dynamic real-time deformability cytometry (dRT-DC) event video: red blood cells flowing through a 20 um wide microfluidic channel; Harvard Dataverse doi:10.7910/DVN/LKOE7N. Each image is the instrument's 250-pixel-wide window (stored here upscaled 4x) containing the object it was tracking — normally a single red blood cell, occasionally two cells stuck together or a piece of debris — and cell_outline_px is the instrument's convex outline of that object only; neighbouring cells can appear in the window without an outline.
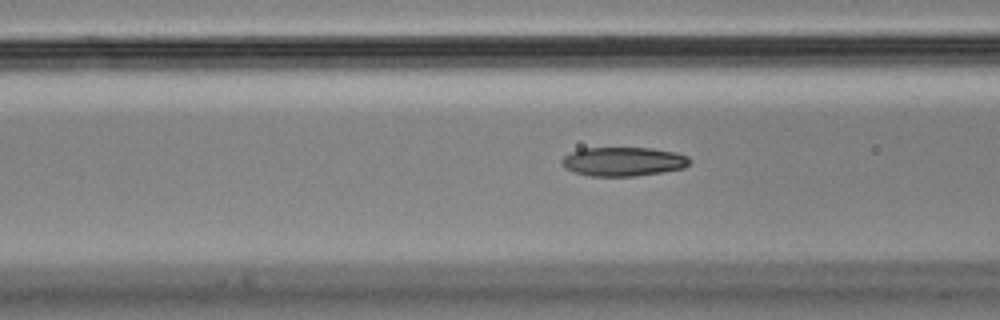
{"species": "Egyptian fruit bat (a non-hibernating species)", "species_latin": "Rousettus aegyptiacus", "temperature_condition": "cold", "stored_images_in_passage": 33, "camera_frame_rate_fps": 3000, "um_per_image_px": 0.085, "animal": {"sex": "male"}, "frame": {"image": 1, "passage_image": 5, "time_ms": 1.333, "image_size_px": [1000, 320], "cell_outline_px": [[692, 160], [684, 168], [660, 172], [632, 176], [588, 176], [572, 172], [564, 168], [560, 164], [560, 160], [564, 156], [580, 148], [652, 148], [676, 152], [688, 156]], "centroid_in_image_um": [52.94, 13.73], "position_along_channel_um": 113.7, "area_um2": 21.79}}
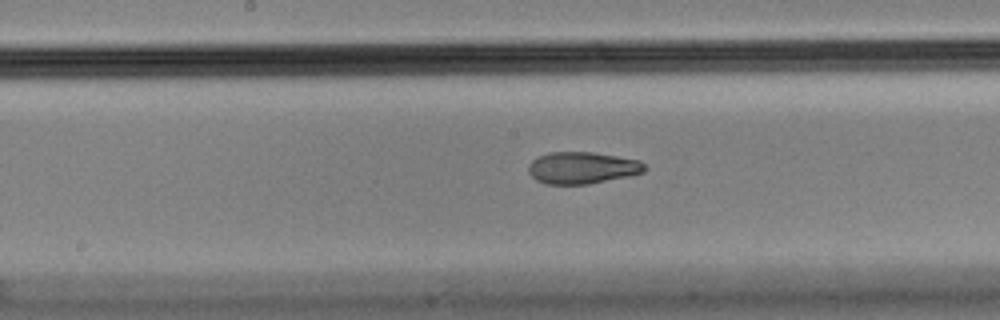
{"frame": {"image": 2, "passage_image": 12, "time_ms": 3.667, "image_size_px": [1000, 320], "cell_outline_px": [[644, 172], [632, 176], [588, 184], [544, 184], [536, 180], [528, 172], [528, 164], [532, 160], [548, 152], [592, 152], [640, 160], [644, 164]], "centroid_in_image_um": [49.48, 14.27], "position_along_channel_um": 198.7, "area_um2": 21.68}}
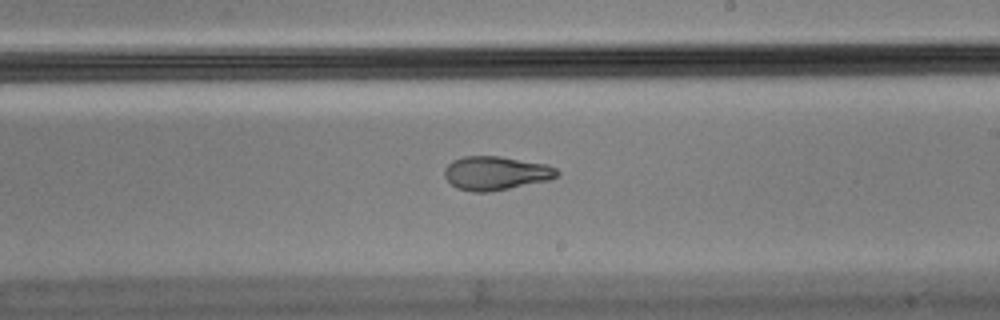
{"frame": {"image": 3, "passage_image": 16, "time_ms": 5.0, "image_size_px": [1000, 320], "cell_outline_px": [[560, 172], [556, 176], [548, 180], [488, 192], [472, 192], [456, 188], [444, 176], [444, 168], [452, 160], [464, 156], [500, 156], [548, 164], [556, 168]], "centroid_in_image_um": [42.12, 14.7], "position_along_channel_um": 246.9, "area_um2": 22.14}, "authors_computed_cell_mechanics": {"area_um2": 22.1374, "velocity_mm_per_s": 3.6315, "shape_relaxation_time_tau1_ms": null, "shape_relaxation_time_tau2_ms": 2.8527, "deformation_change_tau1": null, "deformation_change_tau2": 0.0924}}